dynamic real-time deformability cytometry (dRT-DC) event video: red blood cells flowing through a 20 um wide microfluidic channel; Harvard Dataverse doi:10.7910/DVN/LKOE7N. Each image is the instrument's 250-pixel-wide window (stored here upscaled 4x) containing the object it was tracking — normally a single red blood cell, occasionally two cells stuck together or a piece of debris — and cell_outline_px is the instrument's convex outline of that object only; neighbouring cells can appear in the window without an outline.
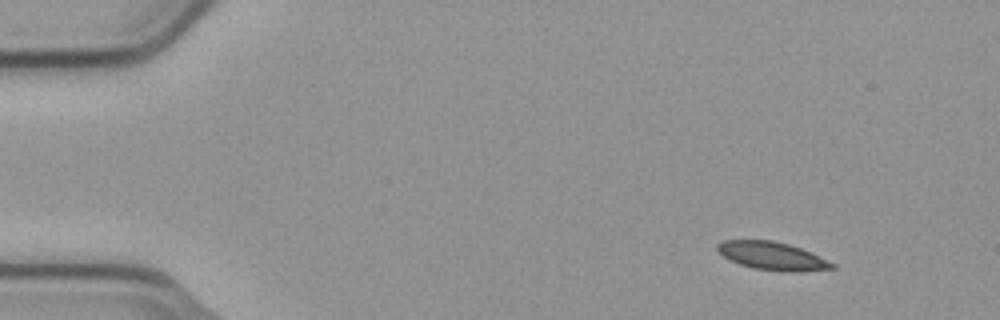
{"species": "common noctule bat (a hibernating species)", "species_latin": "Nyctalus noctula", "temperature_condition": "cold", "stored_images_in_passage": 5, "camera_frame_rate_fps": 3000, "um_per_image_px": 0.085, "animal": {"sex": "male", "body_mass_g": 23.1, "forearm_length_mm": 52.7}, "frame": {"image": 1, "passage_image": 1, "time_ms": 0.0, "image_size_px": [1000, 320], "cell_outline_px": [[836, 268], [800, 272], [784, 272], [752, 268], [740, 264], [716, 252], [716, 244], [724, 240], [772, 240], [788, 244], [800, 248], [836, 264]], "centroid_in_image_um": [65.62, 21.76], "position_along_channel_um": 19.4, "area_um2": 18.79}}
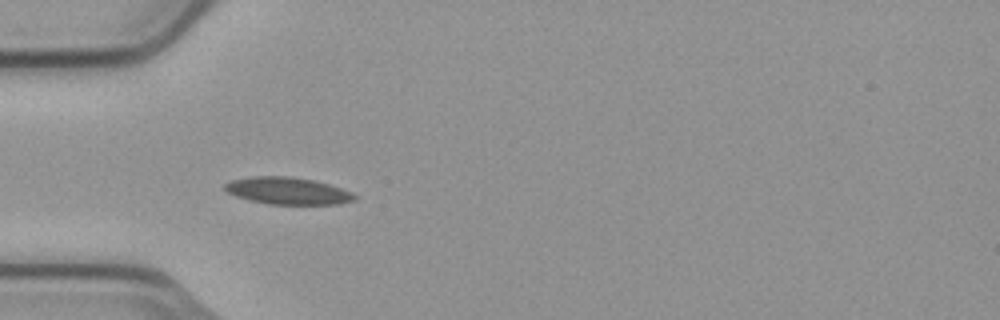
{"frame": {"image": 2, "passage_image": 4, "time_ms": 1.0, "image_size_px": [1000, 320], "cell_outline_px": [[356, 200], [340, 204], [268, 204], [248, 200], [236, 196], [228, 192], [224, 188], [224, 184], [232, 180], [252, 176], [292, 176], [312, 180], [328, 184], [352, 192], [356, 196]], "centroid_in_image_um": [24.45, 16.22], "position_along_channel_um": 60.6, "area_um2": 20.46}}
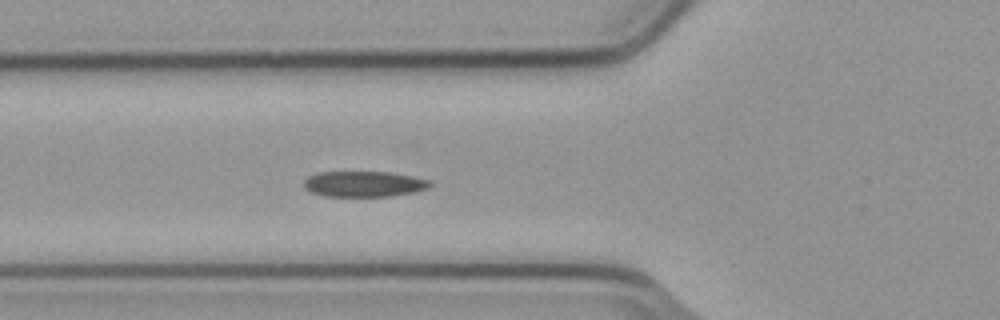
{"frame": {"image": 3, "passage_image": 5, "time_ms": 1.333, "image_size_px": [1000, 320], "cell_outline_px": [[432, 184], [428, 188], [416, 192], [392, 196], [324, 196], [312, 192], [304, 188], [304, 180], [308, 176], [320, 172], [388, 172], [412, 176], [432, 180]], "centroid_in_image_um": [30.97, 15.64], "position_along_channel_um": 94.8, "area_um2": 18.96}}